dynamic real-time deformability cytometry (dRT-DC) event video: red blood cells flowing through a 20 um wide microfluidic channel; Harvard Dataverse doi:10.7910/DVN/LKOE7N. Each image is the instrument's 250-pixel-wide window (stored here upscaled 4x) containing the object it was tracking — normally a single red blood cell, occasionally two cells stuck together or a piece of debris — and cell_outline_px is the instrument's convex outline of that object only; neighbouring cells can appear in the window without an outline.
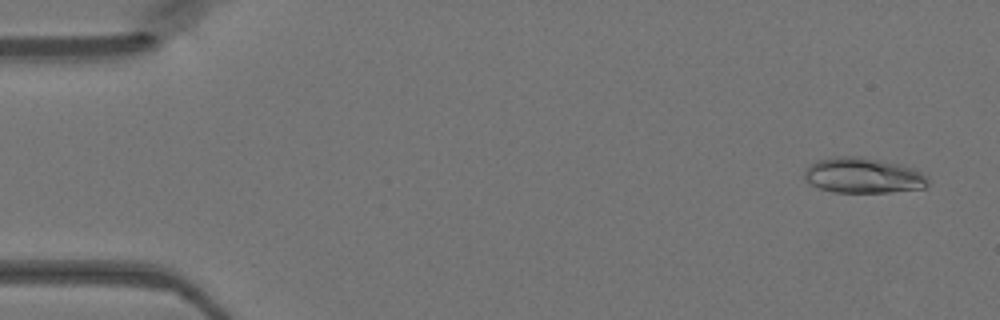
{"species": "Egyptian fruit bat (a non-hibernating species)", "species_latin": "Rousettus aegyptiacus", "temperature_condition": "warm", "stored_images_in_passage": 48, "camera_frame_rate_fps": 3000, "um_per_image_px": 0.085, "animal": {"sex": "female"}, "frame": {"image": 1, "passage_image": 3, "time_ms": 0.667, "image_size_px": [1000, 320], "cell_outline_px": [[928, 184], [924, 188], [888, 192], [832, 192], [808, 184], [804, 180], [804, 172], [816, 160], [836, 156], [860, 156], [880, 160], [916, 168], [928, 176]], "centroid_in_image_um": [73.37, 14.91], "position_along_channel_um": 11.6, "area_um2": 25.66}}
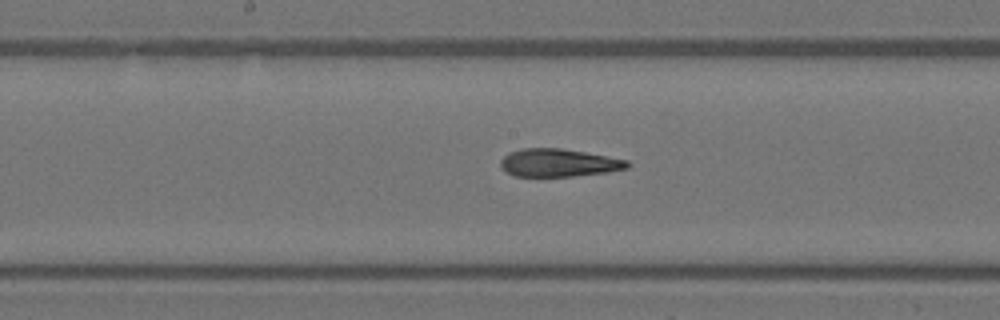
{"frame": {"image": 2, "passage_image": 25, "time_ms": 8.0, "image_size_px": [1000, 320], "cell_outline_px": [[632, 164], [628, 168], [608, 172], [572, 176], [516, 176], [508, 172], [500, 164], [500, 160], [508, 152], [524, 148], [560, 148], [584, 152], [628, 160]], "centroid_in_image_um": [47.51, 13.83], "position_along_channel_um": 200.7, "area_um2": 20.46}}
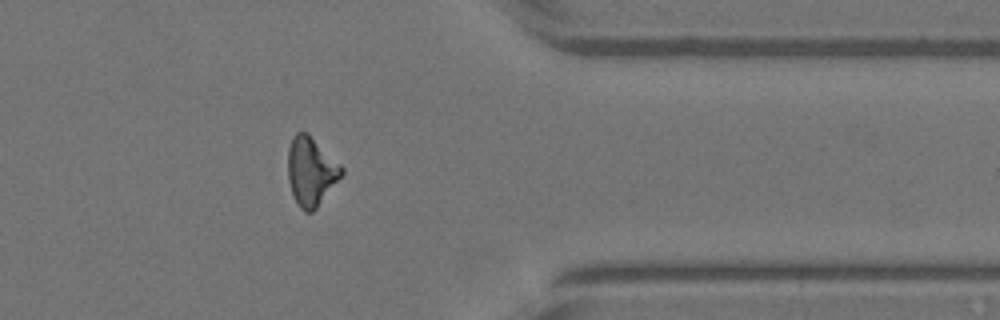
{"frame": {"image": 3, "passage_image": 39, "time_ms": 12.667, "image_size_px": [1000, 320], "cell_outline_px": [[344, 172], [316, 208], [312, 212], [304, 212], [300, 208], [292, 192], [288, 180], [288, 148], [292, 136], [296, 132], [308, 132], [344, 168]], "centroid_in_image_um": [26.42, 14.53], "position_along_channel_um": 385.0, "area_um2": 21.33}}